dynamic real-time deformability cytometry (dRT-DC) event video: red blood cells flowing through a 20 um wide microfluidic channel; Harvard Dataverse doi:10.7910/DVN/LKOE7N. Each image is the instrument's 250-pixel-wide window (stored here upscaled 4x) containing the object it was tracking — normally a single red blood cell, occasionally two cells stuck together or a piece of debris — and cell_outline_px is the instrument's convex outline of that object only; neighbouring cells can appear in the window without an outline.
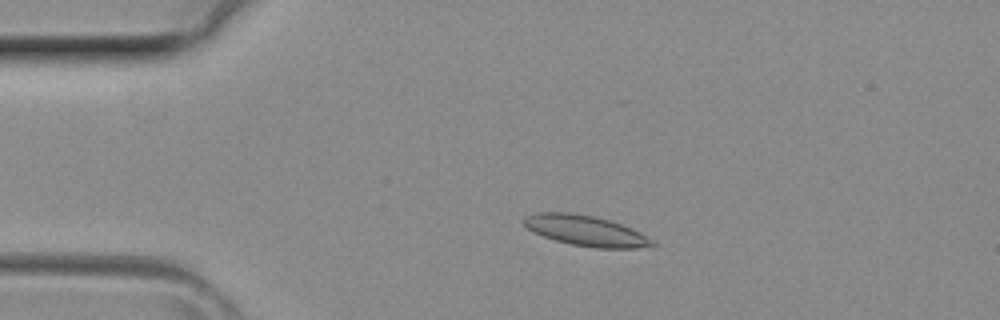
{"species": "common noctule bat (a hibernating species)", "species_latin": "Nyctalus noctula", "temperature_condition": "room temperature", "stored_images_in_passage": 3, "camera_frame_rate_fps": 3000, "um_per_image_px": 0.085, "animal": {"sex": "female", "body_mass_g": 29.2, "forearm_length_mm": 56.3}, "frame": {"image": 1, "passage_image": 1, "time_ms": 0.0, "image_size_px": [1000, 320], "cell_outline_px": [[656, 244], [652, 248], [596, 248], [572, 244], [556, 240], [544, 236], [528, 228], [524, 224], [524, 216], [536, 212], [568, 212], [592, 216], [608, 220], [632, 228], [640, 232], [652, 240]], "centroid_in_image_um": [49.83, 19.61], "position_along_channel_um": 35.2, "area_um2": 22.6}}
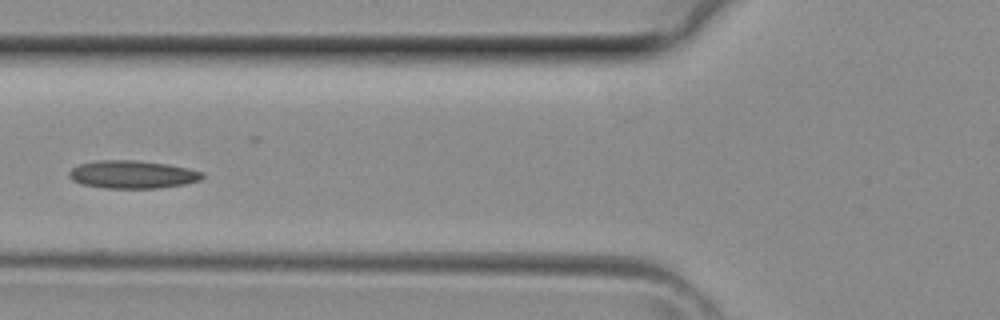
{"frame": {"image": 2, "passage_image": 3, "time_ms": 0.667, "image_size_px": [1000, 320], "cell_outline_px": [[204, 176], [200, 180], [184, 184], [160, 188], [104, 188], [80, 184], [72, 180], [68, 176], [68, 172], [72, 168], [80, 164], [96, 160], [136, 160], [168, 164], [188, 168], [204, 172]], "centroid_in_image_um": [11.24, 14.83], "position_along_channel_um": 114.6, "area_um2": 21.85}}